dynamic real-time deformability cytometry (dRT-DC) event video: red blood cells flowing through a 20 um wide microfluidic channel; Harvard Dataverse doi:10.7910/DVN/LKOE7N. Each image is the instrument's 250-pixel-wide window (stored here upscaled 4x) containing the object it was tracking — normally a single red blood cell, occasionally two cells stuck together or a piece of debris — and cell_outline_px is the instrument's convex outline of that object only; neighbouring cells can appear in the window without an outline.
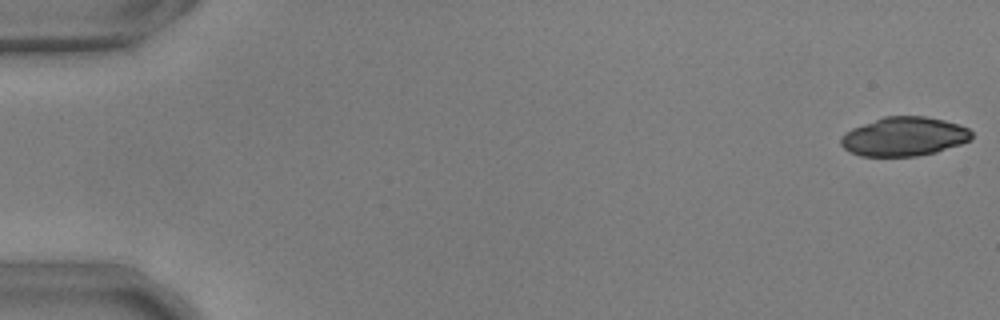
{"species": "common noctule bat (a hibernating species)", "species_latin": "Nyctalus noctula", "temperature_condition": "warm", "stored_images_in_passage": 54, "camera_frame_rate_fps": 3000, "um_per_image_px": 0.085, "animal": {"sex": "male", "body_mass_g": 17.9, "forearm_length_mm": 54.2}, "frame": {"image": 1, "passage_image": 1, "time_ms": 0.0, "image_size_px": [1000, 320], "cell_outline_px": [[972, 140], [936, 152], [916, 156], [860, 156], [848, 152], [840, 144], [840, 136], [844, 132], [852, 128], [884, 116], [924, 116], [944, 120], [960, 124], [968, 128], [972, 132]], "centroid_in_image_um": [76.83, 11.61], "position_along_channel_um": 8.2, "area_um2": 29.94}}
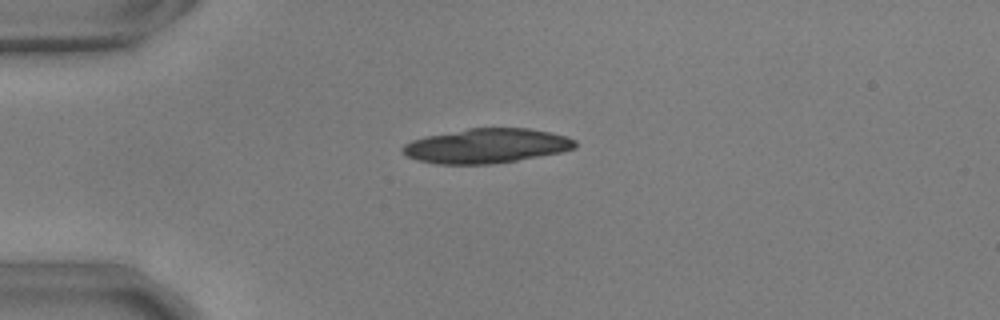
{"frame": {"image": 2, "passage_image": 14, "time_ms": 4.333, "image_size_px": [1000, 320], "cell_outline_px": [[576, 148], [560, 152], [540, 156], [492, 164], [436, 164], [416, 160], [408, 156], [400, 148], [404, 144], [412, 140], [428, 136], [468, 128], [528, 128], [548, 132], [564, 136], [576, 140]], "centroid_in_image_um": [41.34, 12.4], "position_along_channel_um": 43.7, "area_um2": 34.51}}